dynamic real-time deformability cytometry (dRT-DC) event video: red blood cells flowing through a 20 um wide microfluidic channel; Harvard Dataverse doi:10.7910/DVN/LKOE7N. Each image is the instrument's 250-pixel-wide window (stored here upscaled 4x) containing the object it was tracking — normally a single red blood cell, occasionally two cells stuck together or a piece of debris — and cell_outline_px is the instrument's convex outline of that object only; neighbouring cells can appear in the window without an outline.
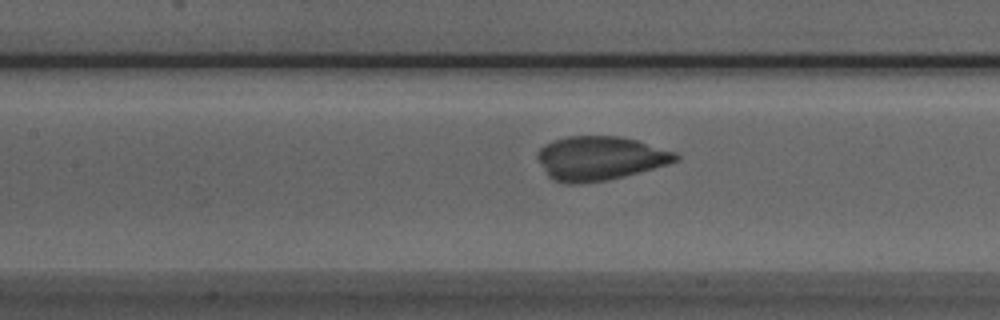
{"species": "Egyptian fruit bat (a non-hibernating species)", "species_latin": "Rousettus aegyptiacus", "temperature_condition": "room temperature", "stored_images_in_passage": 37, "camera_frame_rate_fps": 3000, "um_per_image_px": 0.085, "animal": {"sex": "male"}, "frame": {"image": 1, "passage_image": 13, "time_ms": 4.0, "image_size_px": [1000, 320], "cell_outline_px": [[680, 160], [668, 164], [624, 176], [604, 180], [572, 184], [568, 184], [552, 180], [548, 176], [536, 156], [536, 152], [544, 144], [568, 136], [620, 136], [636, 140], [676, 152], [680, 156]], "centroid_in_image_um": [50.99, 13.44], "position_along_channel_um": 156.4, "area_um2": 35.26}}
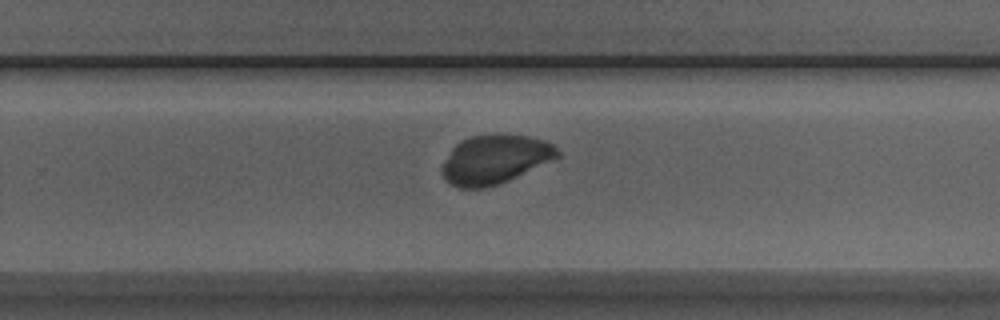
{"frame": {"image": 2, "passage_image": 23, "time_ms": 7.333, "image_size_px": [1000, 320], "cell_outline_px": [[560, 156], [508, 180], [484, 188], [460, 188], [452, 184], [444, 176], [444, 164], [452, 148], [460, 140], [472, 136], [528, 136], [544, 140], [552, 144], [560, 152]], "centroid_in_image_um": [42.08, 13.55], "position_along_channel_um": 287.7, "area_um2": 31.73}}
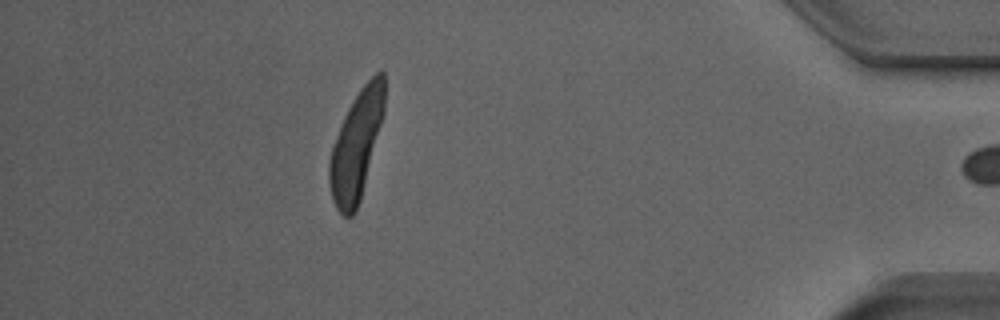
{"frame": {"image": 3, "passage_image": 36, "time_ms": 11.667, "image_size_px": [1000, 320], "cell_outline_px": [[384, 112], [360, 200], [356, 212], [352, 216], [344, 216], [336, 208], [332, 200], [328, 180], [328, 164], [332, 148], [344, 116], [348, 108], [360, 88], [376, 72], [384, 72]], "centroid_in_image_um": [30.27, 12.37], "position_along_channel_um": 404.9, "area_um2": 34.22}}